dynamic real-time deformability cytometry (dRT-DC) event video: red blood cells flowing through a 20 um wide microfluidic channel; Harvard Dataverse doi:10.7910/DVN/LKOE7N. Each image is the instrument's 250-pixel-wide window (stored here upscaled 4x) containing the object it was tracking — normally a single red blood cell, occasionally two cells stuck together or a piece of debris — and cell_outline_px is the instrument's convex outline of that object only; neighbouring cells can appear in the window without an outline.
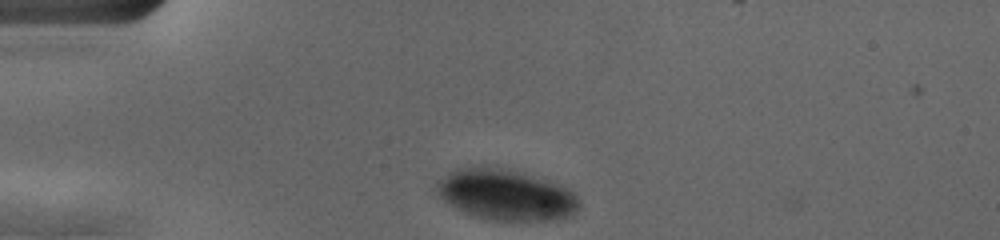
{"species": "human", "species_latin": "Homo sapiens", "temperature_condition": "cold", "stored_images_in_passage": 4, "camera_frame_rate_fps": 3000, "um_per_image_px": 0.085, "donor": {"sex": "female"}, "frame": {"image": 1, "passage_image": 1, "time_ms": 0.0, "image_size_px": [1000, 240], "cell_outline_px": [[580, 208], [572, 216], [564, 220], [528, 224], [488, 220], [472, 216], [448, 204], [432, 188], [436, 180], [456, 168], [500, 168], [544, 176], [556, 180], [564, 184], [580, 200]], "centroid_in_image_um": [43.1, 16.62], "position_along_channel_um": 41.9, "area_um2": 44.33}}